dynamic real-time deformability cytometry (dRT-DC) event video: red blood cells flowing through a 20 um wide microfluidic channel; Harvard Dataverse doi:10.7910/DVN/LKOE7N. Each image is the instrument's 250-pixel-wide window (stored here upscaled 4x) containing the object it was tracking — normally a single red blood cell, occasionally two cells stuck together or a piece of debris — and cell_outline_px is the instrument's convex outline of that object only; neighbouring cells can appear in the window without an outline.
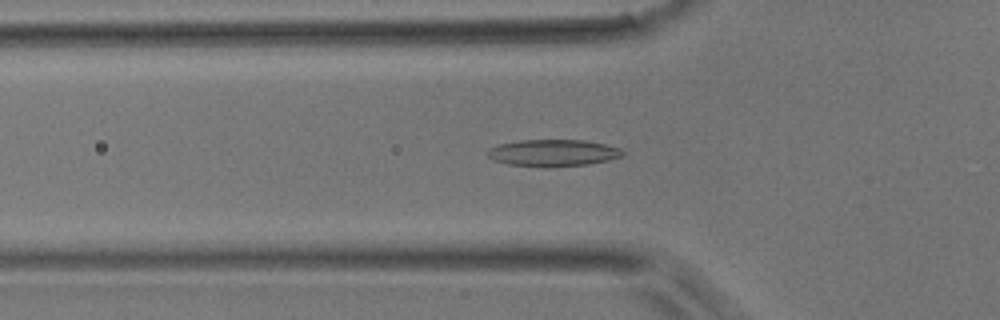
{"species": "common noctule bat (a hibernating species)", "species_latin": "Nyctalus noctula", "temperature_condition": "room temperature", "stored_images_in_passage": 50, "camera_frame_rate_fps": 3000, "um_per_image_px": 0.085, "animal": {"sex": "male", "body_mass_g": 17.9}, "frame": {"image": 1, "passage_image": 16, "time_ms": 5.0, "image_size_px": [1000, 320], "cell_outline_px": [[624, 156], [608, 160], [588, 164], [548, 168], [544, 168], [508, 164], [492, 160], [488, 156], [488, 148], [496, 144], [520, 140], [584, 140], [604, 144], [620, 148], [624, 152]], "centroid_in_image_um": [46.98, 13.0], "position_along_channel_um": 78.8, "area_um2": 21.44}}
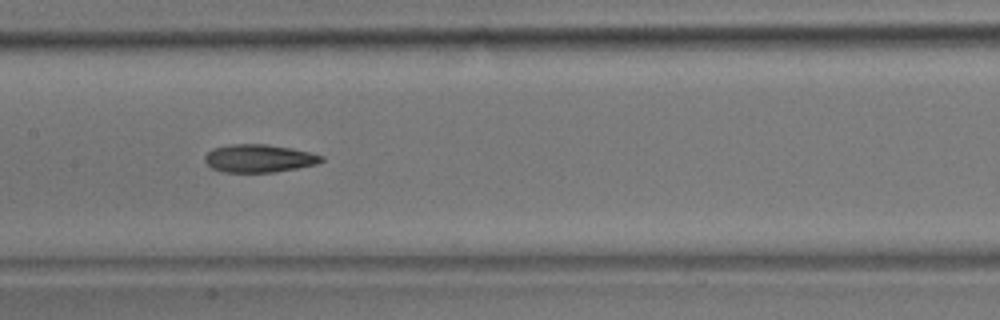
{"frame": {"image": 2, "passage_image": 24, "time_ms": 7.667, "image_size_px": [1000, 320], "cell_outline_px": [[324, 160], [316, 164], [276, 172], [224, 172], [212, 168], [204, 160], [204, 156], [212, 148], [228, 144], [268, 144], [292, 148], [312, 152], [324, 156]], "centroid_in_image_um": [22.02, 13.45], "position_along_channel_um": 185.4, "area_um2": 19.13}}
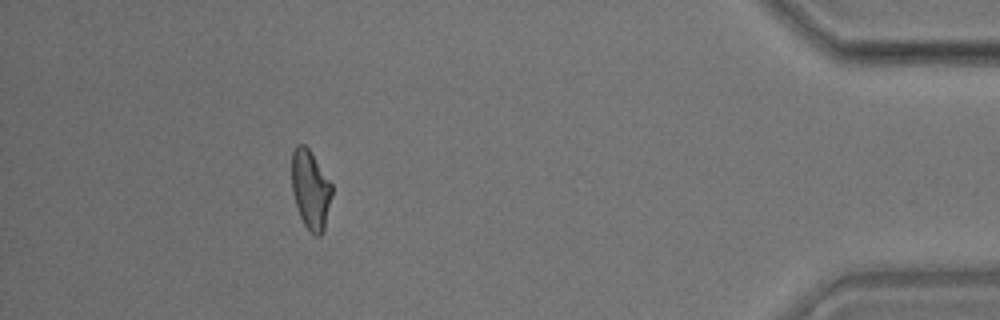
{"frame": {"image": 3, "passage_image": 45, "time_ms": 14.667, "image_size_px": [1000, 320], "cell_outline_px": [[332, 196], [324, 232], [320, 236], [316, 236], [304, 224], [300, 216], [292, 192], [292, 152], [296, 144], [304, 144], [308, 148], [332, 184]], "centroid_in_image_um": [26.4, 16.12], "position_along_channel_um": 408.8, "area_um2": 18.44}}